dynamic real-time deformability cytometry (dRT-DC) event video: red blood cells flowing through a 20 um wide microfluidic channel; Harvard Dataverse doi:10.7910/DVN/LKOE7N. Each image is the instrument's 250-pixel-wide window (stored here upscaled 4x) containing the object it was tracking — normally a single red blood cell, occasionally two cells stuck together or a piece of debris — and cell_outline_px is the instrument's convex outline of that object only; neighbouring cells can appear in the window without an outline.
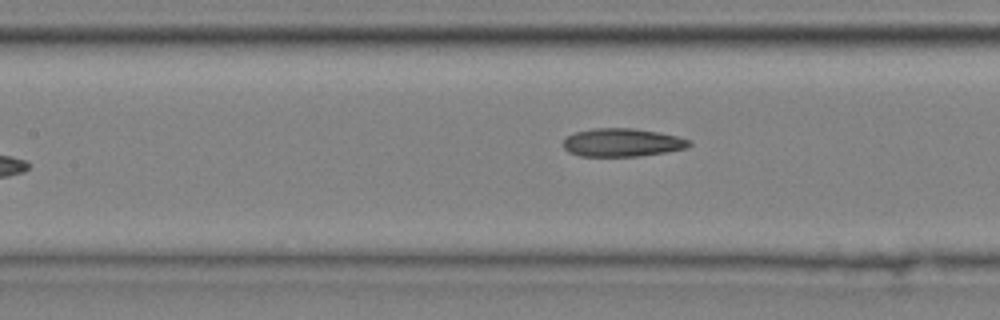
{"species": "common noctule bat (a hibernating species)", "species_latin": "Nyctalus noctula", "temperature_condition": "cold", "stored_images_in_passage": 4, "camera_frame_rate_fps": 3000, "um_per_image_px": 0.085, "animal": {"sex": "male", "body_mass_g": 20.4}, "frame": {"image": 1, "passage_image": 4, "time_ms": 1.0, "image_size_px": [1000, 320], "cell_outline_px": [[692, 144], [688, 148], [640, 156], [580, 156], [568, 152], [564, 148], [564, 140], [568, 136], [576, 132], [592, 128], [632, 128], [656, 132], [676, 136], [688, 140]], "centroid_in_image_um": [52.87, 12.12], "position_along_channel_um": 154.5, "area_um2": 20.52}}